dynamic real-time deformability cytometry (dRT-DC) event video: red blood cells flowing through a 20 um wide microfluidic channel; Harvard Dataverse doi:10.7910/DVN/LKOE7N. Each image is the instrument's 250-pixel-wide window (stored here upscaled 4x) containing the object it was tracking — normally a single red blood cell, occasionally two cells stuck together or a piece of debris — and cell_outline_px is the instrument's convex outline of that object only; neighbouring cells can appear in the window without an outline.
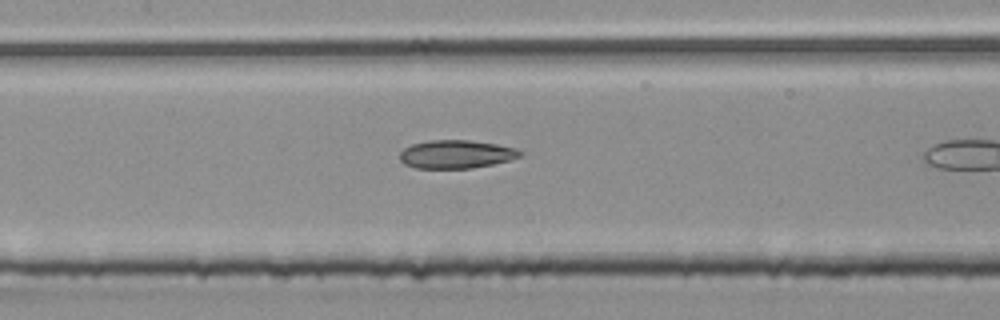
{"species": "common noctule bat (a hibernating species)", "species_latin": "Nyctalus noctula", "temperature_condition": "room temperature", "stored_images_in_passage": 29, "camera_frame_rate_fps": 3000, "um_per_image_px": 0.085, "animal": {"sex": "male", "body_mass_g": 20.4}, "frame": {"image": 1, "passage_image": 21, "time_ms": 6.667, "image_size_px": [1000, 320], "cell_outline_px": [[524, 156], [492, 164], [472, 168], [416, 168], [404, 164], [400, 160], [400, 152], [404, 148], [412, 144], [428, 140], [468, 140], [496, 144], [516, 148], [524, 152]], "centroid_in_image_um": [38.79, 13.1], "position_along_channel_um": 168.6, "area_um2": 19.88}}
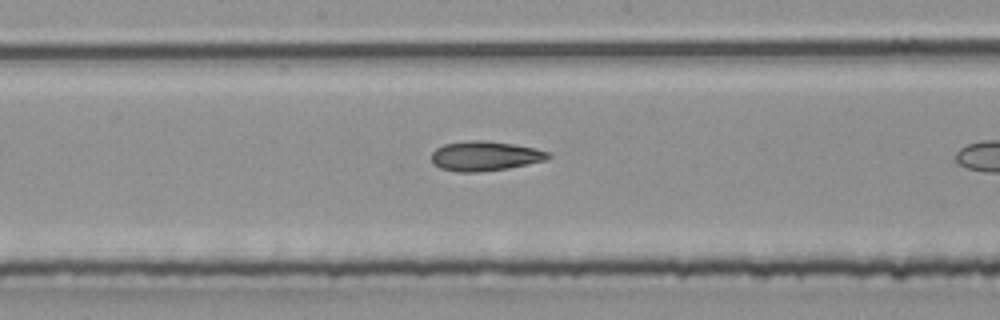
{"frame": {"image": 2, "passage_image": 24, "time_ms": 7.667, "image_size_px": [1000, 320], "cell_outline_px": [[552, 156], [544, 160], [508, 168], [476, 172], [456, 172], [440, 168], [432, 164], [432, 152], [436, 148], [444, 144], [472, 140], [488, 140], [536, 148], [548, 152]], "centroid_in_image_um": [41.19, 13.26], "position_along_channel_um": 207.0, "area_um2": 20.11}}